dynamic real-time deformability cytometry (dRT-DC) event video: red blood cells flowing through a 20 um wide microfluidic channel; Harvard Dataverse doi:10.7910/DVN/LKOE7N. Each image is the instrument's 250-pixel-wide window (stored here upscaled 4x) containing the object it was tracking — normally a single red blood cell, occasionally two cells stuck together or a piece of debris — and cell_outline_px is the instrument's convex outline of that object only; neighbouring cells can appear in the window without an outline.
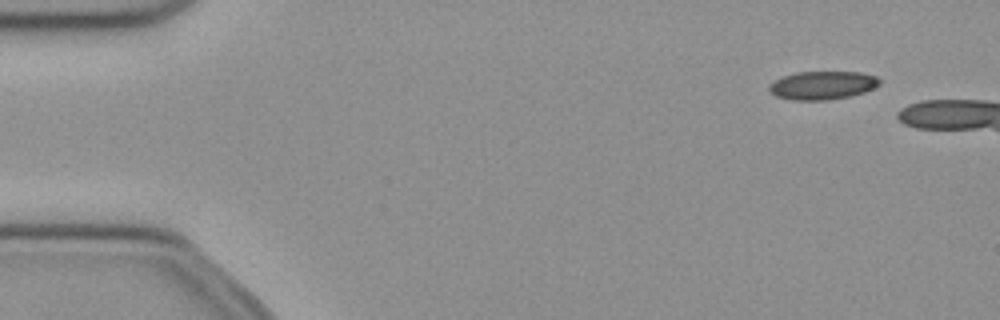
{"species": "common noctule bat (a hibernating species)", "species_latin": "Nyctalus noctula", "temperature_condition": "cold", "stored_images_in_passage": 10, "camera_frame_rate_fps": 3000, "um_per_image_px": 0.085, "animal": {"sex": "female", "body_mass_g": 21.9}, "frame": {"image": 1, "passage_image": 5, "time_ms": 1.333, "image_size_px": [1000, 320], "cell_outline_px": [[880, 84], [864, 92], [852, 96], [828, 100], [792, 100], [776, 96], [768, 92], [768, 84], [784, 76], [796, 72], [860, 72], [876, 76], [880, 80]], "centroid_in_image_um": [69.89, 7.26], "position_along_channel_um": 15.1, "area_um2": 18.32}}